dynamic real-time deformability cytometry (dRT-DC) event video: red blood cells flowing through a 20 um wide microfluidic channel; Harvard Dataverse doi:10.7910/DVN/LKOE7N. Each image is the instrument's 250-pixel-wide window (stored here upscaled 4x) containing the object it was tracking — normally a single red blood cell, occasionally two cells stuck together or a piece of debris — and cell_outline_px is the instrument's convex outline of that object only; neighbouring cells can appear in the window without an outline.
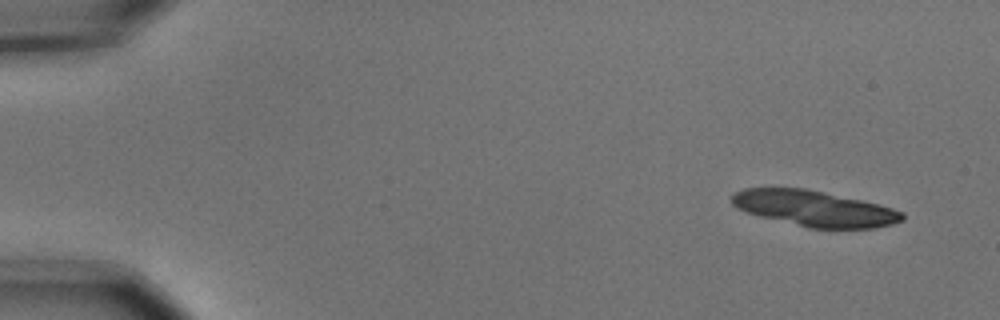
{"species": "common noctule bat (a hibernating species)", "species_latin": "Nyctalus noctula", "temperature_condition": "cold", "stored_images_in_passage": 6, "camera_frame_rate_fps": 3000, "um_per_image_px": 0.085, "animal": {"sex": "male", "body_mass_g": 15.6}, "frame": {"image": 1, "passage_image": 1, "time_ms": 0.0, "image_size_px": [1000, 320], "cell_outline_px": [[904, 220], [892, 224], [876, 228], [808, 228], [760, 216], [736, 208], [732, 204], [732, 192], [744, 188], [804, 188], [824, 192], [880, 204], [904, 212]], "centroid_in_image_um": [69.23, 17.72], "position_along_channel_um": 15.8, "area_um2": 35.49}}
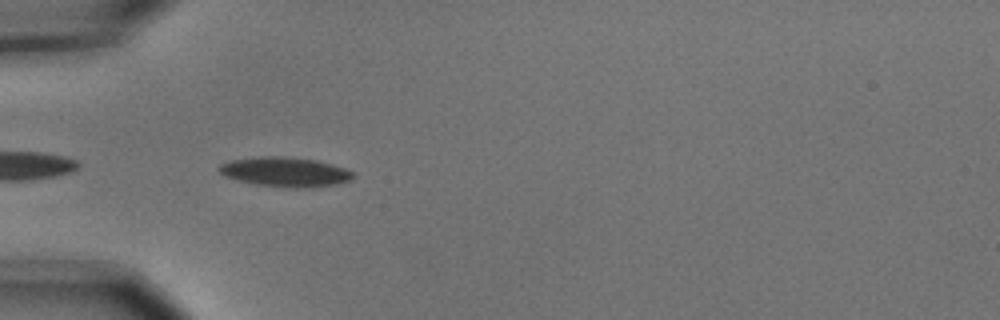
{"frame": {"image": 2, "passage_image": 5, "time_ms": 1.333, "image_size_px": [1000, 320], "cell_outline_px": [[356, 176], [352, 180], [336, 184], [308, 188], [296, 188], [256, 184], [224, 176], [216, 168], [220, 164], [232, 160], [260, 156], [284, 156], [316, 160], [344, 168], [352, 172]], "centroid_in_image_um": [24.25, 14.61], "position_along_channel_um": 60.8, "area_um2": 23.0}}